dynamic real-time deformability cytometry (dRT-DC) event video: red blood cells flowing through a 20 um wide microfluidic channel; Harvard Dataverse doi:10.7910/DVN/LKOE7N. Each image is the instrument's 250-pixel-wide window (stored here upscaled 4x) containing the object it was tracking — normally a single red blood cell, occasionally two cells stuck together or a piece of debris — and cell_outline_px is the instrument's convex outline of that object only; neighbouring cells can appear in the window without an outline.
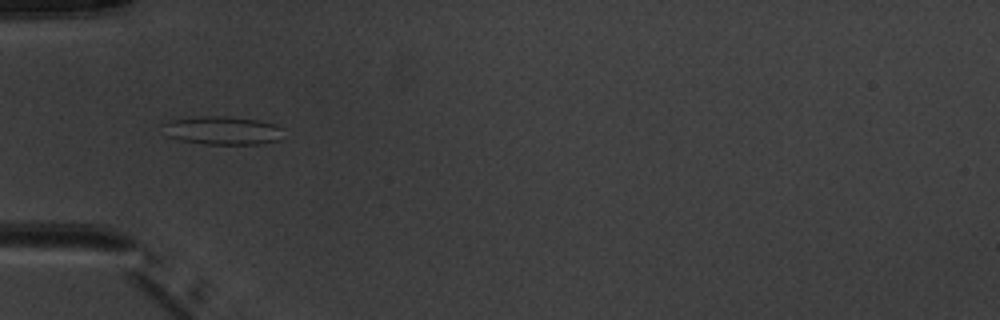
{"species": "common noctule bat (a hibernating species)", "species_latin": "Nyctalus noctula", "temperature_condition": "warm", "stored_images_in_passage": 7, "camera_frame_rate_fps": 3000, "um_per_image_px": 0.085, "animal": {"sex": "male", "body_mass_g": 20.1, "forearm_length_mm": 53.5}, "frame": {"image": 1, "passage_image": 5, "time_ms": 4.667, "image_size_px": [1000, 320], "cell_outline_px": [[284, 128], [280, 140], [260, 144], [204, 144], [180, 140], [164, 136], [164, 124], [168, 120], [192, 116], [224, 116], [260, 120], [276, 124]], "centroid_in_image_um": [18.91, 11.08], "position_along_channel_um": 66.1, "area_um2": 20.35}}
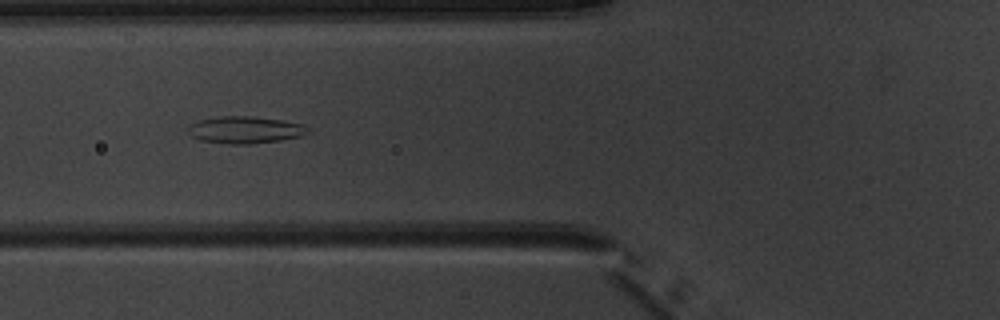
{"frame": {"image": 2, "passage_image": 6, "time_ms": 5.667, "image_size_px": [1000, 320], "cell_outline_px": [[312, 132], [300, 136], [280, 140], [248, 144], [228, 144], [200, 140], [192, 136], [184, 128], [188, 124], [200, 120], [220, 116], [248, 116], [280, 120], [304, 124]], "centroid_in_image_um": [20.8, 11.04], "position_along_channel_um": 105.0, "area_um2": 18.96}}
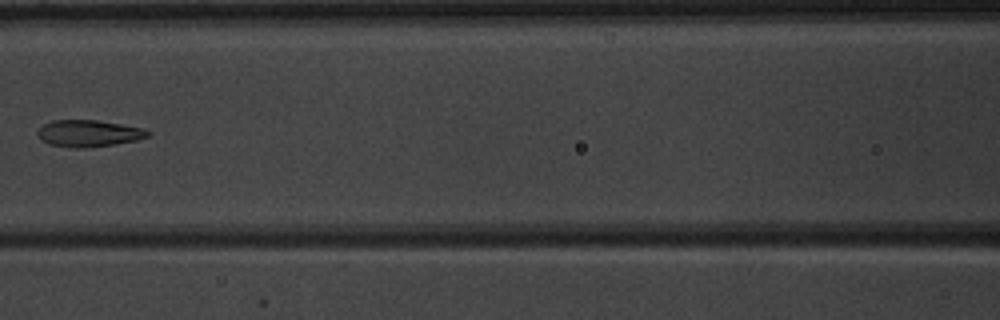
{"frame": {"image": 3, "passage_image": 7, "time_ms": 7.0, "image_size_px": [1000, 320], "cell_outline_px": [[152, 132], [148, 136], [136, 140], [88, 148], [76, 148], [48, 144], [40, 140], [36, 132], [44, 124], [52, 120], [96, 120], [144, 128]], "centroid_in_image_um": [7.51, 11.34], "position_along_channel_um": 159.1, "area_um2": 17.17}}